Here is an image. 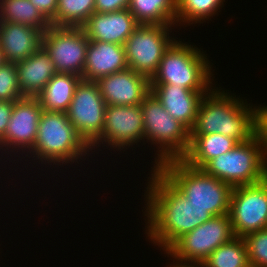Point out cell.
Masks as SVG:
<instances>
[{"label": "cell", "mask_w": 267, "mask_h": 267, "mask_svg": "<svg viewBox=\"0 0 267 267\" xmlns=\"http://www.w3.org/2000/svg\"><path fill=\"white\" fill-rule=\"evenodd\" d=\"M234 237L230 215L215 216L178 238L165 253L173 259L203 262Z\"/></svg>", "instance_id": "cell-9"}, {"label": "cell", "mask_w": 267, "mask_h": 267, "mask_svg": "<svg viewBox=\"0 0 267 267\" xmlns=\"http://www.w3.org/2000/svg\"><path fill=\"white\" fill-rule=\"evenodd\" d=\"M42 15L54 26V16L56 15V9L58 0H29Z\"/></svg>", "instance_id": "cell-32"}, {"label": "cell", "mask_w": 267, "mask_h": 267, "mask_svg": "<svg viewBox=\"0 0 267 267\" xmlns=\"http://www.w3.org/2000/svg\"><path fill=\"white\" fill-rule=\"evenodd\" d=\"M177 0H130L128 10L139 24L176 25Z\"/></svg>", "instance_id": "cell-23"}, {"label": "cell", "mask_w": 267, "mask_h": 267, "mask_svg": "<svg viewBox=\"0 0 267 267\" xmlns=\"http://www.w3.org/2000/svg\"><path fill=\"white\" fill-rule=\"evenodd\" d=\"M128 68L125 49L121 44L89 41L82 79L98 81L100 78Z\"/></svg>", "instance_id": "cell-18"}, {"label": "cell", "mask_w": 267, "mask_h": 267, "mask_svg": "<svg viewBox=\"0 0 267 267\" xmlns=\"http://www.w3.org/2000/svg\"><path fill=\"white\" fill-rule=\"evenodd\" d=\"M251 267H267V228L243 237Z\"/></svg>", "instance_id": "cell-28"}, {"label": "cell", "mask_w": 267, "mask_h": 267, "mask_svg": "<svg viewBox=\"0 0 267 267\" xmlns=\"http://www.w3.org/2000/svg\"><path fill=\"white\" fill-rule=\"evenodd\" d=\"M23 97L16 63L5 62L0 66V101H17Z\"/></svg>", "instance_id": "cell-29"}, {"label": "cell", "mask_w": 267, "mask_h": 267, "mask_svg": "<svg viewBox=\"0 0 267 267\" xmlns=\"http://www.w3.org/2000/svg\"><path fill=\"white\" fill-rule=\"evenodd\" d=\"M16 66L19 89L24 96L36 97L58 73L49 53L42 45L25 60L16 62Z\"/></svg>", "instance_id": "cell-20"}, {"label": "cell", "mask_w": 267, "mask_h": 267, "mask_svg": "<svg viewBox=\"0 0 267 267\" xmlns=\"http://www.w3.org/2000/svg\"><path fill=\"white\" fill-rule=\"evenodd\" d=\"M225 0H177L176 23L196 24L218 14ZM215 14V15H214ZM192 22V23H191Z\"/></svg>", "instance_id": "cell-27"}, {"label": "cell", "mask_w": 267, "mask_h": 267, "mask_svg": "<svg viewBox=\"0 0 267 267\" xmlns=\"http://www.w3.org/2000/svg\"><path fill=\"white\" fill-rule=\"evenodd\" d=\"M107 105H141L150 93V79L130 68L96 81Z\"/></svg>", "instance_id": "cell-15"}, {"label": "cell", "mask_w": 267, "mask_h": 267, "mask_svg": "<svg viewBox=\"0 0 267 267\" xmlns=\"http://www.w3.org/2000/svg\"><path fill=\"white\" fill-rule=\"evenodd\" d=\"M144 138L158 146L154 168L163 162L181 159L190 144V131L164 109L150 92L141 103ZM160 149V150H159Z\"/></svg>", "instance_id": "cell-6"}, {"label": "cell", "mask_w": 267, "mask_h": 267, "mask_svg": "<svg viewBox=\"0 0 267 267\" xmlns=\"http://www.w3.org/2000/svg\"><path fill=\"white\" fill-rule=\"evenodd\" d=\"M15 101H0V140L5 136Z\"/></svg>", "instance_id": "cell-33"}, {"label": "cell", "mask_w": 267, "mask_h": 267, "mask_svg": "<svg viewBox=\"0 0 267 267\" xmlns=\"http://www.w3.org/2000/svg\"><path fill=\"white\" fill-rule=\"evenodd\" d=\"M201 169L232 187L252 185L267 178V159L254 137L211 159Z\"/></svg>", "instance_id": "cell-7"}, {"label": "cell", "mask_w": 267, "mask_h": 267, "mask_svg": "<svg viewBox=\"0 0 267 267\" xmlns=\"http://www.w3.org/2000/svg\"><path fill=\"white\" fill-rule=\"evenodd\" d=\"M81 79L79 75L70 73L55 74L36 96L43 110L66 112Z\"/></svg>", "instance_id": "cell-22"}, {"label": "cell", "mask_w": 267, "mask_h": 267, "mask_svg": "<svg viewBox=\"0 0 267 267\" xmlns=\"http://www.w3.org/2000/svg\"><path fill=\"white\" fill-rule=\"evenodd\" d=\"M255 137L267 159V106H255Z\"/></svg>", "instance_id": "cell-30"}, {"label": "cell", "mask_w": 267, "mask_h": 267, "mask_svg": "<svg viewBox=\"0 0 267 267\" xmlns=\"http://www.w3.org/2000/svg\"><path fill=\"white\" fill-rule=\"evenodd\" d=\"M4 63H5L4 55H3L2 49L0 47V66H2Z\"/></svg>", "instance_id": "cell-35"}, {"label": "cell", "mask_w": 267, "mask_h": 267, "mask_svg": "<svg viewBox=\"0 0 267 267\" xmlns=\"http://www.w3.org/2000/svg\"><path fill=\"white\" fill-rule=\"evenodd\" d=\"M0 21L20 23L43 33L51 26L29 0H0Z\"/></svg>", "instance_id": "cell-24"}, {"label": "cell", "mask_w": 267, "mask_h": 267, "mask_svg": "<svg viewBox=\"0 0 267 267\" xmlns=\"http://www.w3.org/2000/svg\"><path fill=\"white\" fill-rule=\"evenodd\" d=\"M43 32L20 23L0 21V47L5 62L25 60L42 45Z\"/></svg>", "instance_id": "cell-19"}, {"label": "cell", "mask_w": 267, "mask_h": 267, "mask_svg": "<svg viewBox=\"0 0 267 267\" xmlns=\"http://www.w3.org/2000/svg\"><path fill=\"white\" fill-rule=\"evenodd\" d=\"M144 140L143 114L140 105H107L102 135L90 146L108 144L110 148L123 150ZM112 146V147H111ZM126 146V147H125Z\"/></svg>", "instance_id": "cell-13"}, {"label": "cell", "mask_w": 267, "mask_h": 267, "mask_svg": "<svg viewBox=\"0 0 267 267\" xmlns=\"http://www.w3.org/2000/svg\"><path fill=\"white\" fill-rule=\"evenodd\" d=\"M193 46L175 39L165 50L150 84H171L193 91H210L213 87L212 65L204 52Z\"/></svg>", "instance_id": "cell-5"}, {"label": "cell", "mask_w": 267, "mask_h": 267, "mask_svg": "<svg viewBox=\"0 0 267 267\" xmlns=\"http://www.w3.org/2000/svg\"><path fill=\"white\" fill-rule=\"evenodd\" d=\"M206 267H251L243 237H234L215 249L204 261Z\"/></svg>", "instance_id": "cell-25"}, {"label": "cell", "mask_w": 267, "mask_h": 267, "mask_svg": "<svg viewBox=\"0 0 267 267\" xmlns=\"http://www.w3.org/2000/svg\"><path fill=\"white\" fill-rule=\"evenodd\" d=\"M140 24L128 9L110 13L94 12L81 27L91 41L124 45Z\"/></svg>", "instance_id": "cell-16"}, {"label": "cell", "mask_w": 267, "mask_h": 267, "mask_svg": "<svg viewBox=\"0 0 267 267\" xmlns=\"http://www.w3.org/2000/svg\"><path fill=\"white\" fill-rule=\"evenodd\" d=\"M171 27L140 24L123 45L128 68L151 79L165 50L175 40L169 36Z\"/></svg>", "instance_id": "cell-8"}, {"label": "cell", "mask_w": 267, "mask_h": 267, "mask_svg": "<svg viewBox=\"0 0 267 267\" xmlns=\"http://www.w3.org/2000/svg\"><path fill=\"white\" fill-rule=\"evenodd\" d=\"M212 133H220L238 143L251 140L255 137V107L227 91L211 88L200 101L190 134Z\"/></svg>", "instance_id": "cell-2"}, {"label": "cell", "mask_w": 267, "mask_h": 267, "mask_svg": "<svg viewBox=\"0 0 267 267\" xmlns=\"http://www.w3.org/2000/svg\"><path fill=\"white\" fill-rule=\"evenodd\" d=\"M95 12V0H58L55 27H82Z\"/></svg>", "instance_id": "cell-26"}, {"label": "cell", "mask_w": 267, "mask_h": 267, "mask_svg": "<svg viewBox=\"0 0 267 267\" xmlns=\"http://www.w3.org/2000/svg\"><path fill=\"white\" fill-rule=\"evenodd\" d=\"M150 92L167 113L191 131L200 101L209 91H193L171 84H150Z\"/></svg>", "instance_id": "cell-17"}, {"label": "cell", "mask_w": 267, "mask_h": 267, "mask_svg": "<svg viewBox=\"0 0 267 267\" xmlns=\"http://www.w3.org/2000/svg\"><path fill=\"white\" fill-rule=\"evenodd\" d=\"M106 106L97 82L81 79L66 114L89 146L102 135Z\"/></svg>", "instance_id": "cell-10"}, {"label": "cell", "mask_w": 267, "mask_h": 267, "mask_svg": "<svg viewBox=\"0 0 267 267\" xmlns=\"http://www.w3.org/2000/svg\"><path fill=\"white\" fill-rule=\"evenodd\" d=\"M185 198L210 214H229L233 187L202 169L193 168L181 159L163 162L156 168Z\"/></svg>", "instance_id": "cell-3"}, {"label": "cell", "mask_w": 267, "mask_h": 267, "mask_svg": "<svg viewBox=\"0 0 267 267\" xmlns=\"http://www.w3.org/2000/svg\"><path fill=\"white\" fill-rule=\"evenodd\" d=\"M90 151V146L78 134L66 112L43 110L35 144L27 154L32 153L31 156L34 155L32 160L36 157L37 160L39 159V164L41 161V164L45 162V165L53 163L59 166L77 162Z\"/></svg>", "instance_id": "cell-4"}, {"label": "cell", "mask_w": 267, "mask_h": 267, "mask_svg": "<svg viewBox=\"0 0 267 267\" xmlns=\"http://www.w3.org/2000/svg\"><path fill=\"white\" fill-rule=\"evenodd\" d=\"M152 169L144 194L146 233L153 244L166 251L178 238L214 216L205 208L189 203L156 168Z\"/></svg>", "instance_id": "cell-1"}, {"label": "cell", "mask_w": 267, "mask_h": 267, "mask_svg": "<svg viewBox=\"0 0 267 267\" xmlns=\"http://www.w3.org/2000/svg\"><path fill=\"white\" fill-rule=\"evenodd\" d=\"M173 266L172 264H170L169 267H206L204 262H194V261H182V260H178V259H174L173 262Z\"/></svg>", "instance_id": "cell-34"}, {"label": "cell", "mask_w": 267, "mask_h": 267, "mask_svg": "<svg viewBox=\"0 0 267 267\" xmlns=\"http://www.w3.org/2000/svg\"><path fill=\"white\" fill-rule=\"evenodd\" d=\"M239 143L220 133L190 134V144L181 158L187 165L201 169L211 159L231 151Z\"/></svg>", "instance_id": "cell-21"}, {"label": "cell", "mask_w": 267, "mask_h": 267, "mask_svg": "<svg viewBox=\"0 0 267 267\" xmlns=\"http://www.w3.org/2000/svg\"><path fill=\"white\" fill-rule=\"evenodd\" d=\"M42 111L41 103L36 97L25 96L15 101L5 136L0 140V150L2 149L5 152L7 150L8 152L12 147L11 152L7 154L14 153L15 150L19 152L20 149L22 152L24 150V153L27 150L29 152L37 138Z\"/></svg>", "instance_id": "cell-14"}, {"label": "cell", "mask_w": 267, "mask_h": 267, "mask_svg": "<svg viewBox=\"0 0 267 267\" xmlns=\"http://www.w3.org/2000/svg\"><path fill=\"white\" fill-rule=\"evenodd\" d=\"M130 0H95V12L110 13L128 9Z\"/></svg>", "instance_id": "cell-31"}, {"label": "cell", "mask_w": 267, "mask_h": 267, "mask_svg": "<svg viewBox=\"0 0 267 267\" xmlns=\"http://www.w3.org/2000/svg\"><path fill=\"white\" fill-rule=\"evenodd\" d=\"M229 215L236 237L267 228V178L256 184L233 187Z\"/></svg>", "instance_id": "cell-11"}, {"label": "cell", "mask_w": 267, "mask_h": 267, "mask_svg": "<svg viewBox=\"0 0 267 267\" xmlns=\"http://www.w3.org/2000/svg\"><path fill=\"white\" fill-rule=\"evenodd\" d=\"M89 39L81 27L50 26L42 36V46L49 53L58 73L82 77Z\"/></svg>", "instance_id": "cell-12"}]
</instances>
